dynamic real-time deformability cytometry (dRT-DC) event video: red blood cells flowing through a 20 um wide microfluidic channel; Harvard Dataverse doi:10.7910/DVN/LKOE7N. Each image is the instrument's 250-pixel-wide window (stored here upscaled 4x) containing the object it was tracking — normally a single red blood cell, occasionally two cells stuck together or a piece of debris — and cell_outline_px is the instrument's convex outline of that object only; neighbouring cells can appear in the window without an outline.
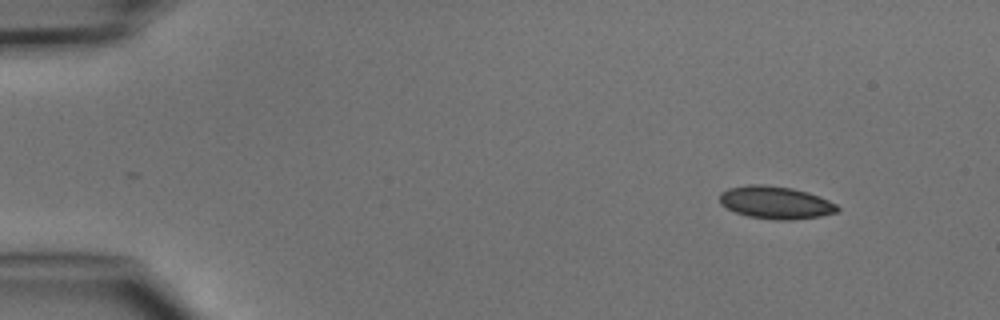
{"species": "common noctule bat (a hibernating species)", "species_latin": "Nyctalus noctula", "temperature_condition": "cold", "stored_images_in_passage": 4, "camera_frame_rate_fps": 3000, "um_per_image_px": 0.085, "animal": {"sex": "male", "body_mass_g": 15.6}, "frame": {"image": 1, "passage_image": 1, "time_ms": 0.0, "image_size_px": [1000, 320], "cell_outline_px": [[840, 208], [836, 212], [820, 216], [792, 220], [776, 220], [748, 216], [736, 212], [720, 204], [720, 192], [728, 188], [748, 184], [764, 184], [792, 188], [808, 192], [820, 196], [836, 204]], "centroid_in_image_um": [65.92, 17.21], "position_along_channel_um": 19.1, "area_um2": 22.43}}
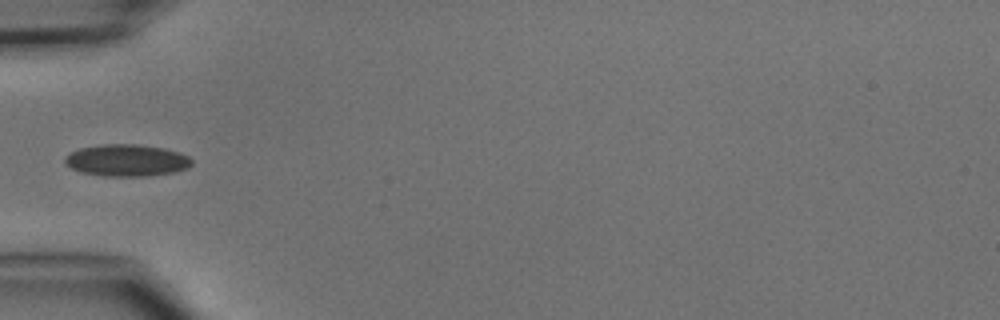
{"frame": {"image": 2, "passage_image": 4, "time_ms": 3.667, "image_size_px": [1000, 320], "cell_outline_px": [[192, 164], [188, 168], [172, 172], [152, 176], [104, 176], [80, 172], [72, 168], [64, 160], [64, 156], [80, 148], [104, 144], [136, 144], [164, 148], [180, 152], [188, 156], [192, 160]], "centroid_in_image_um": [10.79, 13.63], "position_along_channel_um": 74.2, "area_um2": 23.58}}